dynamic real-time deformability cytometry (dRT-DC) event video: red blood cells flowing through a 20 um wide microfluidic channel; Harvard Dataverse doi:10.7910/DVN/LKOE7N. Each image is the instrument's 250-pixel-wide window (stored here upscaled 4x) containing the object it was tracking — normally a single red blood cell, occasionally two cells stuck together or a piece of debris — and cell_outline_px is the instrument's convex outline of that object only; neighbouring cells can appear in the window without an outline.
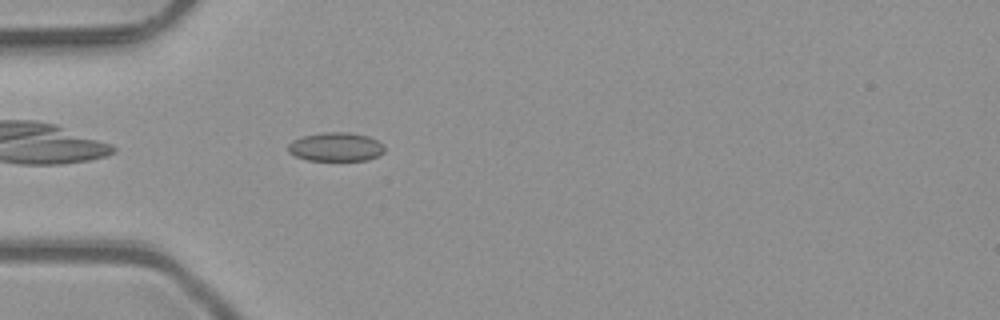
{"species": "common noctule bat (a hibernating species)", "species_latin": "Nyctalus noctula", "temperature_condition": "room temperature", "stored_images_in_passage": 33, "camera_frame_rate_fps": 3000, "um_per_image_px": 0.085, "animal": {"sex": "male", "body_mass_g": 23.1, "forearm_length_mm": 52.7}, "frame": {"image": 1, "passage_image": 3, "time_ms": 0.667, "image_size_px": [1000, 320], "cell_outline_px": [[384, 152], [380, 156], [368, 160], [308, 160], [296, 156], [288, 152], [288, 144], [292, 140], [304, 136], [324, 132], [348, 132], [368, 136], [384, 144]], "centroid_in_image_um": [28.57, 12.49], "position_along_channel_um": 56.4, "area_um2": 16.24}}
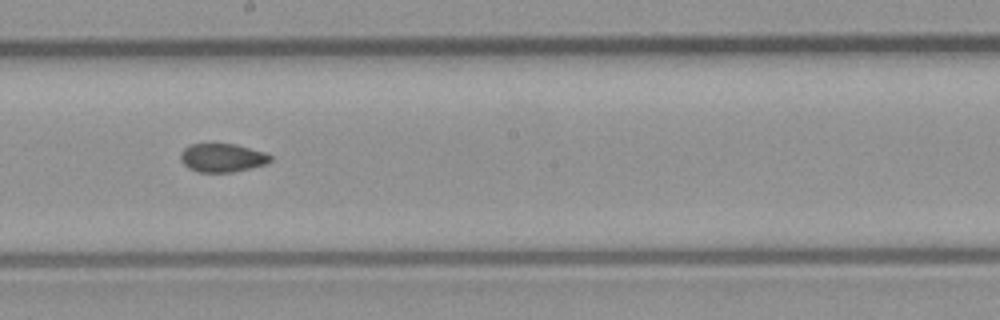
{"frame": {"image": 2, "passage_image": 16, "time_ms": 5.0, "image_size_px": [1000, 320], "cell_outline_px": [[272, 160], [264, 164], [232, 172], [200, 172], [188, 168], [180, 160], [180, 152], [188, 144], [236, 144], [264, 152], [272, 156]], "centroid_in_image_um": [18.86, 13.4], "position_along_channel_um": 229.3, "area_um2": 14.85}}
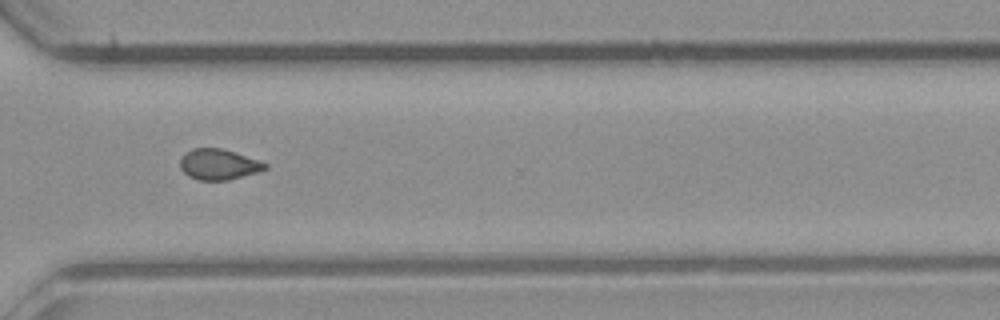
{"frame": {"image": 3, "passage_image": 25, "time_ms": 8.0, "image_size_px": [1000, 320], "cell_outline_px": [[268, 168], [256, 172], [228, 180], [200, 180], [188, 176], [180, 168], [180, 160], [192, 148], [220, 148], [260, 160], [268, 164]], "centroid_in_image_um": [18.6, 13.97], "position_along_channel_um": 352.0, "area_um2": 14.97}, "authors_computed_cell_mechanics": {"area_um2": 15.4326, "velocity_mm_per_s": 4.0947, "shape_relaxation_time_tau1_ms": null, "shape_relaxation_time_tau2_ms": 3.9482, "deformation_change_tau1": null, "deformation_change_tau2": 0.0817}}